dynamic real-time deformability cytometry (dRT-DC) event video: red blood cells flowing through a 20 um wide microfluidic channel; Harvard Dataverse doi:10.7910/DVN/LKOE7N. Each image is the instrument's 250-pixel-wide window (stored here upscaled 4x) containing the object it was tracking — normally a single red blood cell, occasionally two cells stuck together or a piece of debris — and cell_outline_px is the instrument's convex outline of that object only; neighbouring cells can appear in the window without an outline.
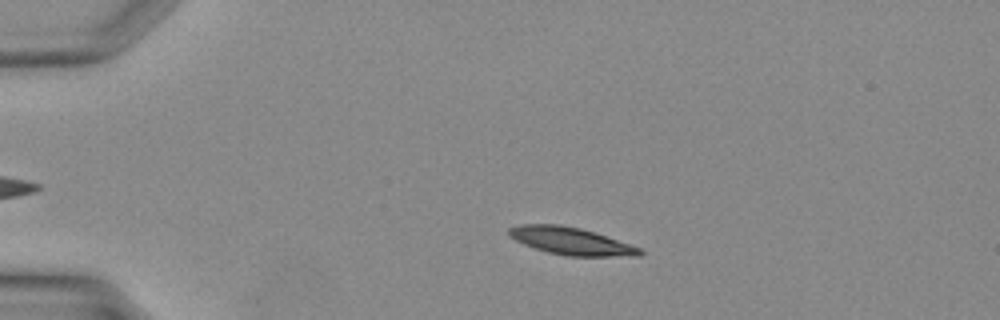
{"species": "Egyptian fruit bat (a non-hibernating species)", "species_latin": "Rousettus aegyptiacus", "temperature_condition": "warm", "stored_images_in_passage": 34, "camera_frame_rate_fps": 3000, "um_per_image_px": 0.085, "animal": {"sex": "female"}, "frame": {"image": 1, "passage_image": 5, "time_ms": 1.333, "image_size_px": [1000, 320], "cell_outline_px": [[644, 252], [640, 256], [568, 256], [548, 252], [524, 244], [508, 236], [508, 228], [520, 224], [556, 224], [580, 228], [640, 248]], "centroid_in_image_um": [48.49, 20.49], "position_along_channel_um": 36.5, "area_um2": 20.52}}
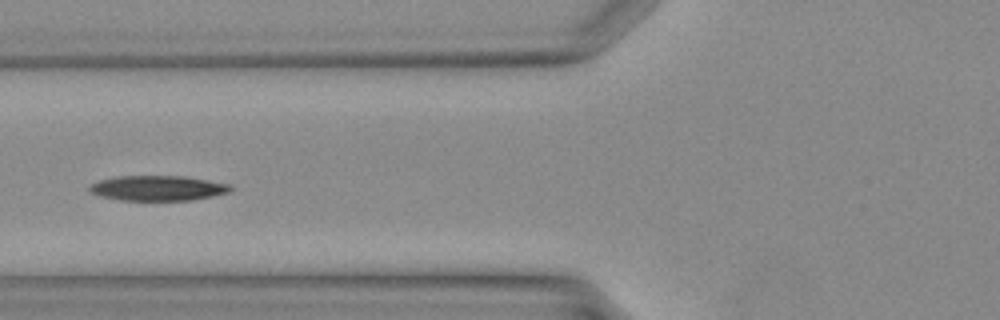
{"frame": {"image": 2, "passage_image": 12, "time_ms": 3.667, "image_size_px": [1000, 320], "cell_outline_px": [[232, 188], [228, 192], [212, 196], [192, 200], [120, 200], [100, 196], [92, 192], [88, 188], [92, 184], [100, 180], [116, 176], [184, 176], [232, 184]], "centroid_in_image_um": [13.43, 15.98], "position_along_channel_um": 112.4, "area_um2": 20.52}}
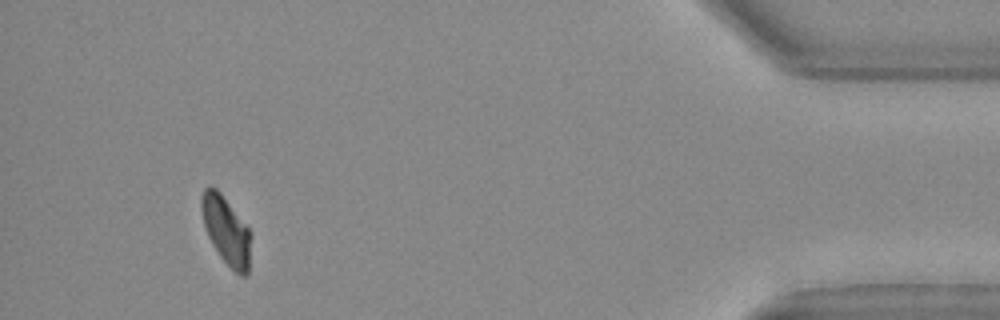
{"frame": {"image": 3, "passage_image": 32, "time_ms": 10.333, "image_size_px": [1000, 320], "cell_outline_px": [[252, 236], [248, 276], [240, 276], [232, 272], [220, 256], [212, 244], [208, 236], [204, 224], [200, 204], [200, 196], [204, 188], [208, 184], [216, 188], [220, 192], [252, 232]], "centroid_in_image_um": [19.25, 19.62], "position_along_channel_um": 416.0, "area_um2": 20.11}}